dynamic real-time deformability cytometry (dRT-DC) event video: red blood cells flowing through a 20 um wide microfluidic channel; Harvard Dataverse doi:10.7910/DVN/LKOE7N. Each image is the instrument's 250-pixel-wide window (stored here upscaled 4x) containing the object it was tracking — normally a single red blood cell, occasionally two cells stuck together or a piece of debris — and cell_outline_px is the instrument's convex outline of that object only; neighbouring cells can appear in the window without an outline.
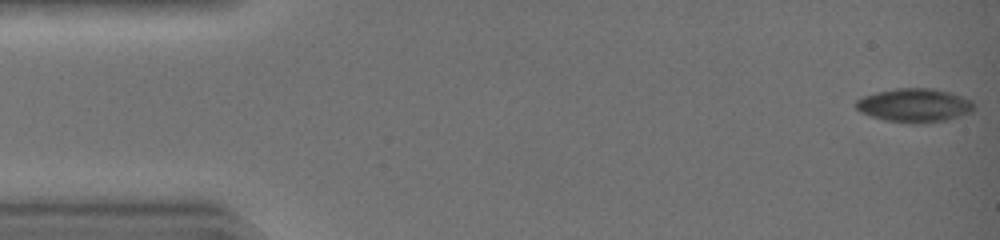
{"species": "common noctule bat (a hibernating species)", "species_latin": "Nyctalus noctula", "temperature_condition": "warm", "stored_images_in_passage": 43, "camera_frame_rate_fps": 3000, "um_per_image_px": 0.085, "animal": {"sex": "female", "body_mass_g": 19.0, "forearm_length_mm": 51.5}, "frame": {"image": 1, "passage_image": 1, "time_ms": 0.0, "image_size_px": [1000, 240], "cell_outline_px": [[976, 108], [968, 112], [944, 120], [888, 120], [872, 116], [856, 108], [856, 100], [864, 96], [876, 92], [896, 88], [932, 88], [952, 92], [972, 100], [976, 104]], "centroid_in_image_um": [77.76, 8.87], "position_along_channel_um": 7.2, "area_um2": 22.08}}
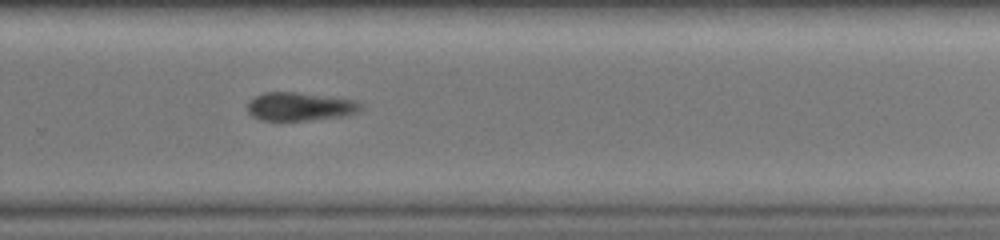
{"frame": {"image": 2, "passage_image": 30, "time_ms": 9.667, "image_size_px": [1000, 240], "cell_outline_px": [[364, 108], [356, 112], [344, 116], [304, 120], [260, 120], [252, 116], [248, 112], [248, 104], [256, 96], [264, 92], [300, 92], [356, 100], [364, 104]], "centroid_in_image_um": [25.54, 9.05], "position_along_channel_um": 304.3, "area_um2": 18.73}}
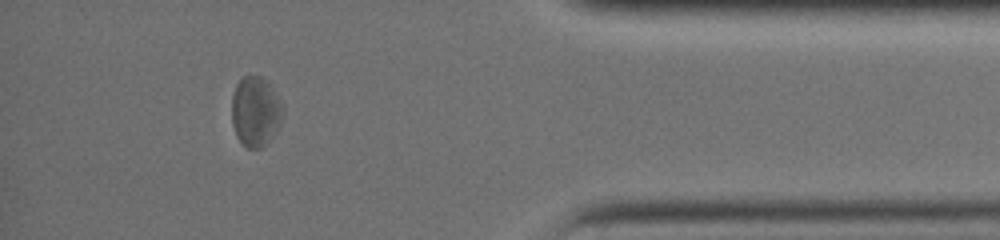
{"frame": {"image": 3, "passage_image": 39, "time_ms": 12.667, "image_size_px": [1000, 240], "cell_outline_px": [[284, 112], [276, 132], [260, 148], [248, 148], [236, 136], [232, 124], [232, 96], [236, 84], [244, 76], [260, 76], [268, 80], [284, 108]], "centroid_in_image_um": [21.72, 9.45], "position_along_channel_um": 413.5, "area_um2": 20.75}, "authors_computed_cell_mechanics": {"area_um2": 21.7906, "velocity_mm_per_s": 4.4472, "shape_relaxation_time_tau1_ms": 5.821, "shape_relaxation_time_tau2_ms": null, "deformation_change_tau1": 0.1026, "deformation_change_tau2": null}}